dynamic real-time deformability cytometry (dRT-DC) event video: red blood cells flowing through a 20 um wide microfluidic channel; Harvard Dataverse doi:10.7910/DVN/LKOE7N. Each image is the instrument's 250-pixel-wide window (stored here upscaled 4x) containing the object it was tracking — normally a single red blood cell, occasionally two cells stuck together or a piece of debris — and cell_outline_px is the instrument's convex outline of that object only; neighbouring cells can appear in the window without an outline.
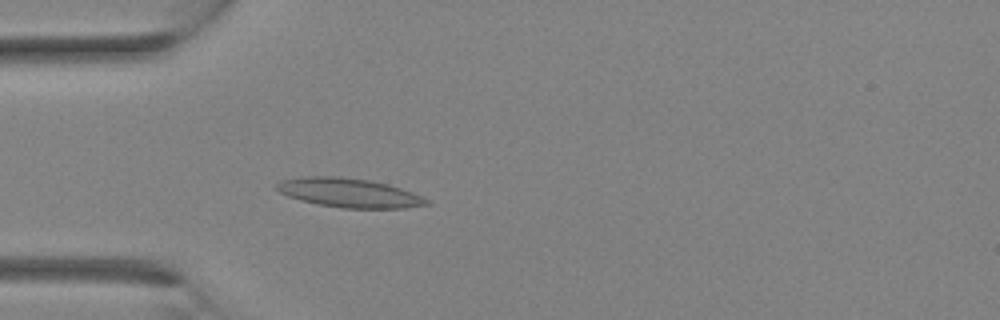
{"species": "Egyptian fruit bat (a non-hibernating species)", "species_latin": "Rousettus aegyptiacus", "temperature_condition": "room temperature", "stored_images_in_passage": 2, "camera_frame_rate_fps": 3000, "um_per_image_px": 0.085, "animal": {"sex": "female"}, "frame": {"image": 1, "passage_image": 2, "time_ms": 1.0, "image_size_px": [1000, 320], "cell_outline_px": [[432, 204], [404, 208], [344, 208], [316, 204], [300, 200], [288, 196], [280, 192], [276, 188], [276, 184], [280, 180], [304, 176], [336, 176], [368, 180], [388, 184], [424, 196]], "centroid_in_image_um": [29.68, 16.39], "position_along_channel_um": 55.3, "area_um2": 25.49}}